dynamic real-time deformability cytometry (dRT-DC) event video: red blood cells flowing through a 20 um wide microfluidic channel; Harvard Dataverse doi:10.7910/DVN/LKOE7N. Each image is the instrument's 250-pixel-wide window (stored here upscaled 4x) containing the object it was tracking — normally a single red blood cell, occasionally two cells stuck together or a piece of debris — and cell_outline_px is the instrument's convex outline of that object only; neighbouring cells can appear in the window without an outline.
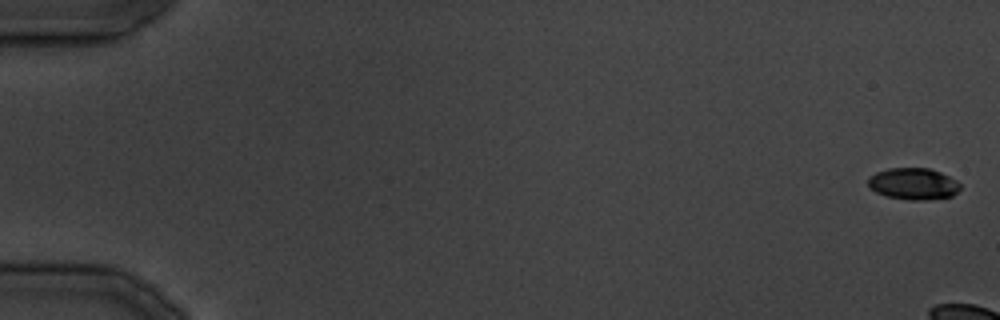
{"species": "common noctule bat (a hibernating species)", "species_latin": "Nyctalus noctula", "temperature_condition": "cold", "stored_images_in_passage": 7, "camera_frame_rate_fps": 3000, "um_per_image_px": 0.085, "animal": {"sex": "male", "body_mass_g": 19.5, "forearm_length_mm": 54.6}, "frame": {"image": 1, "passage_image": 1, "time_ms": 0.0, "image_size_px": [1000, 320], "cell_outline_px": [[960, 188], [952, 196], [924, 200], [908, 200], [888, 196], [876, 192], [868, 184], [868, 176], [876, 172], [888, 168], [928, 168], [940, 172], [956, 180], [960, 184]], "centroid_in_image_um": [77.62, 15.61], "position_along_channel_um": 7.4, "area_um2": 16.88}}